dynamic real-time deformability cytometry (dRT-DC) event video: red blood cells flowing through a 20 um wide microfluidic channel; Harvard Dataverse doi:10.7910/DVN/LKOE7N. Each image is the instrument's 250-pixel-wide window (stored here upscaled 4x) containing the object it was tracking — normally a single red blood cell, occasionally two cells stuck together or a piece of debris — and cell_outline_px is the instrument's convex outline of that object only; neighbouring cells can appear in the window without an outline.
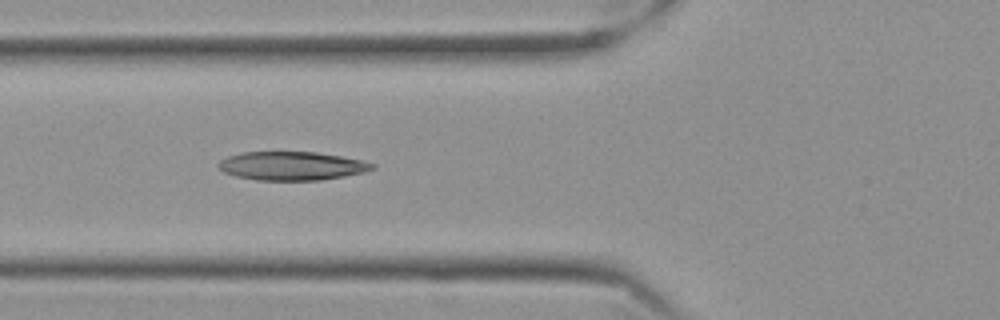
{"species": "Egyptian fruit bat (a non-hibernating species)", "species_latin": "Rousettus aegyptiacus", "temperature_condition": "cold", "stored_images_in_passage": 21, "camera_frame_rate_fps": 3000, "um_per_image_px": 0.085, "frame": {"image": 1, "passage_image": 7, "time_ms": 2.0, "image_size_px": [1000, 320], "cell_outline_px": [[376, 168], [364, 172], [344, 176], [320, 180], [256, 180], [236, 176], [224, 172], [216, 164], [220, 160], [228, 156], [244, 152], [316, 152], [340, 156], [360, 160], [376, 164]], "centroid_in_image_um": [24.8, 14.1], "position_along_channel_um": 101.0, "area_um2": 25.55}}
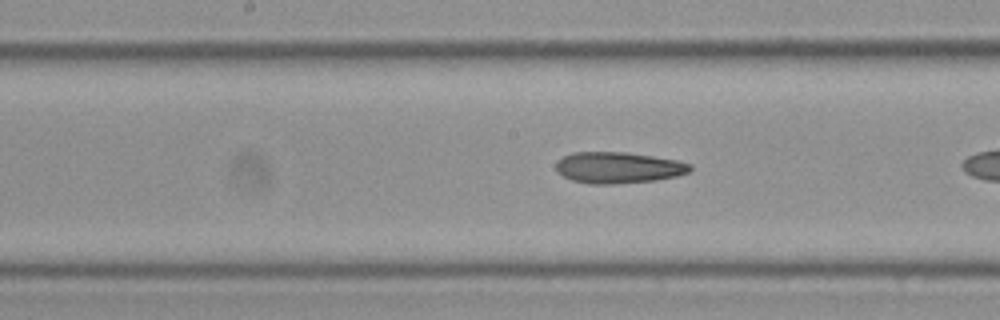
{"frame": {"image": 2, "passage_image": 12, "time_ms": 3.667, "image_size_px": [1000, 320], "cell_outline_px": [[692, 168], [688, 172], [676, 176], [652, 180], [612, 184], [592, 184], [572, 180], [564, 176], [556, 168], [556, 160], [572, 152], [628, 152], [676, 160], [692, 164]], "centroid_in_image_um": [52.54, 14.23], "position_along_channel_um": 195.7, "area_um2": 24.22}}